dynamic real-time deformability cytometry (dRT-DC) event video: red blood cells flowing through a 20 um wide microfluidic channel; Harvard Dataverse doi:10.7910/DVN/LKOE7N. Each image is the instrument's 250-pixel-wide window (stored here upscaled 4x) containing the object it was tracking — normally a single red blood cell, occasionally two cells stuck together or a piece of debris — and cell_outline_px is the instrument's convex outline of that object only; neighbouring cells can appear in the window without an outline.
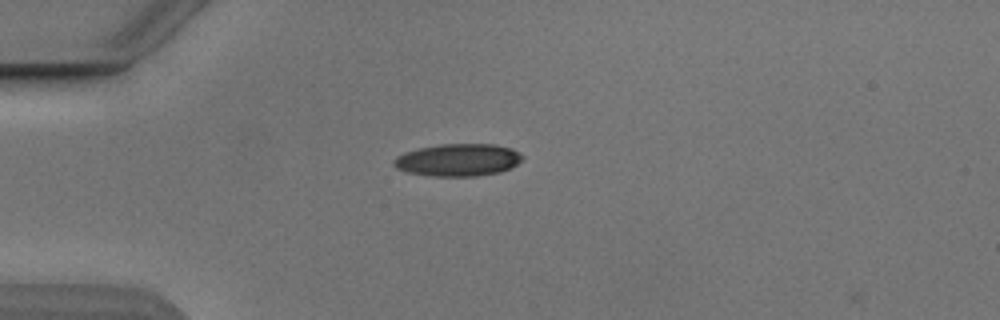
{"species": "Egyptian fruit bat (a non-hibernating species)", "species_latin": "Rousettus aegyptiacus", "temperature_condition": "cold", "stored_images_in_passage": 40, "camera_frame_rate_fps": 3000, "um_per_image_px": 0.085, "animal": {"sex": "male"}, "frame": {"image": 1, "passage_image": 1, "time_ms": 0.0, "image_size_px": [1000, 320], "cell_outline_px": [[524, 156], [516, 164], [500, 172], [476, 176], [428, 176], [408, 172], [396, 168], [392, 164], [392, 160], [396, 156], [404, 152], [420, 148], [440, 144], [496, 144], [512, 148]], "centroid_in_image_um": [38.9, 13.59], "position_along_channel_um": 46.1, "area_um2": 24.33}}
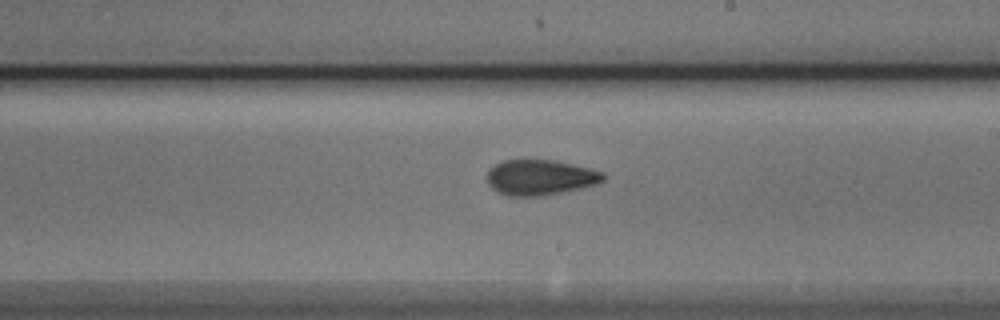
{"frame": {"image": 2, "passage_image": 18, "time_ms": 5.667, "image_size_px": [1000, 320], "cell_outline_px": [[604, 180], [596, 184], [564, 192], [544, 196], [508, 196], [492, 188], [488, 184], [488, 172], [496, 164], [504, 160], [520, 156], [556, 160], [604, 172]], "centroid_in_image_um": [45.9, 15.04], "position_along_channel_um": 243.1, "area_um2": 24.57}}
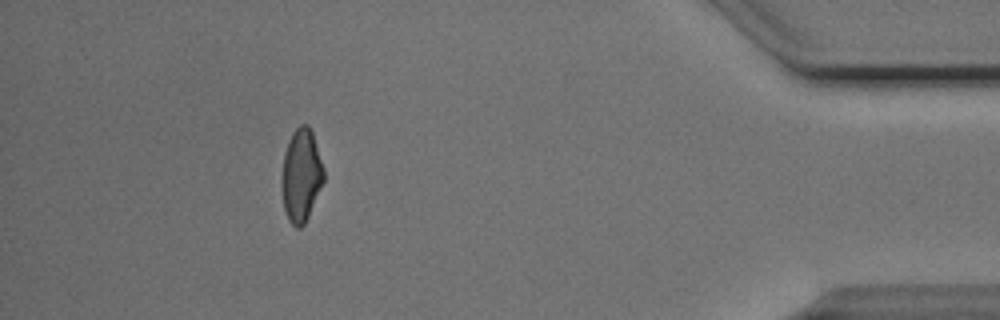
{"frame": {"image": 3, "passage_image": 35, "time_ms": 11.333, "image_size_px": [1000, 320], "cell_outline_px": [[324, 180], [308, 216], [304, 224], [300, 228], [296, 228], [288, 220], [284, 208], [284, 152], [288, 140], [292, 132], [300, 124], [308, 124], [312, 132], [324, 168]], "centroid_in_image_um": [25.63, 14.87], "position_along_channel_um": 409.6, "area_um2": 22.08}, "authors_computed_cell_mechanics": {"area_um2": 23.3801, "velocity_mm_per_s": 3.8688, "shape_relaxation_time_tau1_ms": 3.5261, "shape_relaxation_time_tau2_ms": 2.6625, "deformation_change_tau1": 0.1479, "deformation_change_tau2": 0.0846}}